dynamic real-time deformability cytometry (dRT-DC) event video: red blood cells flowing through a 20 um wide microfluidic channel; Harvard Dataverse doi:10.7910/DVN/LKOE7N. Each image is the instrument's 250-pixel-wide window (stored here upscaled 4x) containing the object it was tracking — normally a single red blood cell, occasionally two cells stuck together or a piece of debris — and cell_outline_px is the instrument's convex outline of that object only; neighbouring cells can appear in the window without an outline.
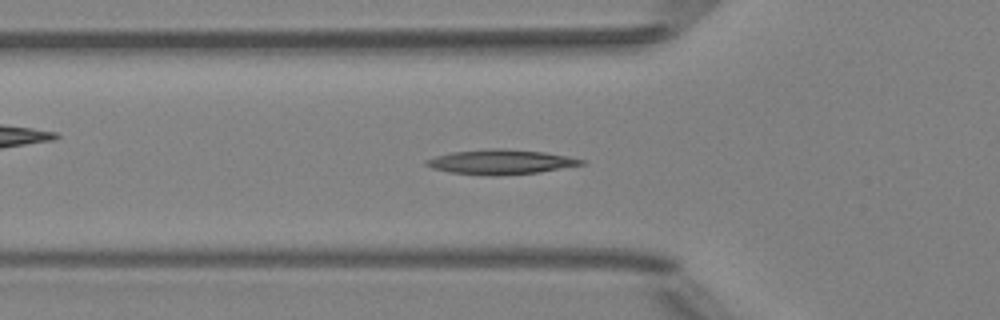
{"species": "Egyptian fruit bat (a non-hibernating species)", "species_latin": "Rousettus aegyptiacus", "temperature_condition": "room temperature", "stored_images_in_passage": 36, "camera_frame_rate_fps": 3000, "um_per_image_px": 0.085, "animal": {"sex": "female"}, "frame": {"image": 1, "passage_image": 2, "time_ms": 0.333, "image_size_px": [1000, 320], "cell_outline_px": [[584, 164], [540, 172], [496, 176], [448, 172], [432, 168], [424, 164], [424, 160], [436, 156], [452, 152], [488, 148], [504, 148], [544, 152], [568, 156], [584, 160]], "centroid_in_image_um": [42.53, 13.76], "position_along_channel_um": 83.3, "area_um2": 22.37}}
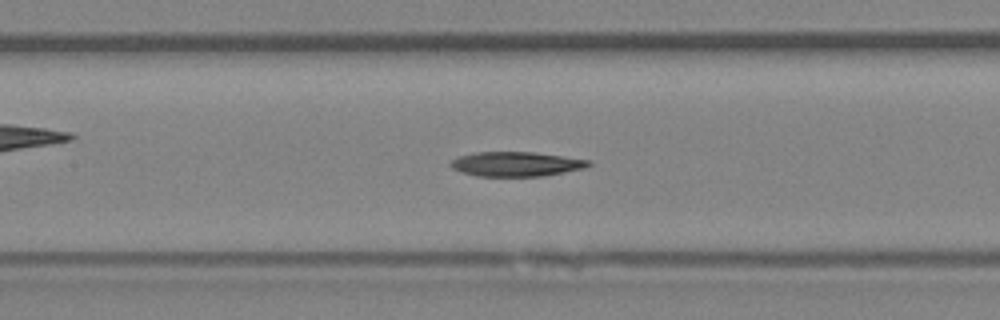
{"frame": {"image": 2, "passage_image": 8, "time_ms": 2.333, "image_size_px": [1000, 320], "cell_outline_px": [[592, 164], [584, 168], [544, 176], [476, 176], [460, 172], [452, 168], [448, 164], [452, 160], [460, 156], [476, 152], [532, 152], [592, 160]], "centroid_in_image_um": [43.87, 13.95], "position_along_channel_um": 163.5, "area_um2": 19.77}}
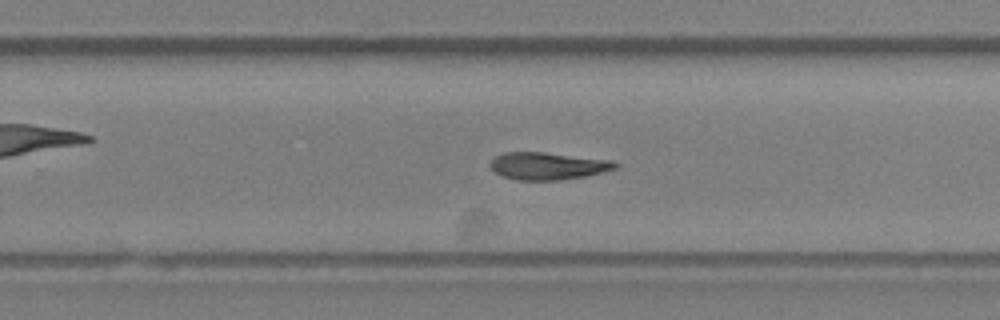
{"frame": {"image": 3, "passage_image": 17, "time_ms": 5.333, "image_size_px": [1000, 320], "cell_outline_px": [[620, 164], [616, 168], [584, 176], [560, 180], [516, 180], [504, 176], [496, 172], [488, 164], [496, 156], [504, 152], [544, 152], [612, 160]], "centroid_in_image_um": [46.56, 14.1], "position_along_channel_um": 283.2, "area_um2": 19.77}}